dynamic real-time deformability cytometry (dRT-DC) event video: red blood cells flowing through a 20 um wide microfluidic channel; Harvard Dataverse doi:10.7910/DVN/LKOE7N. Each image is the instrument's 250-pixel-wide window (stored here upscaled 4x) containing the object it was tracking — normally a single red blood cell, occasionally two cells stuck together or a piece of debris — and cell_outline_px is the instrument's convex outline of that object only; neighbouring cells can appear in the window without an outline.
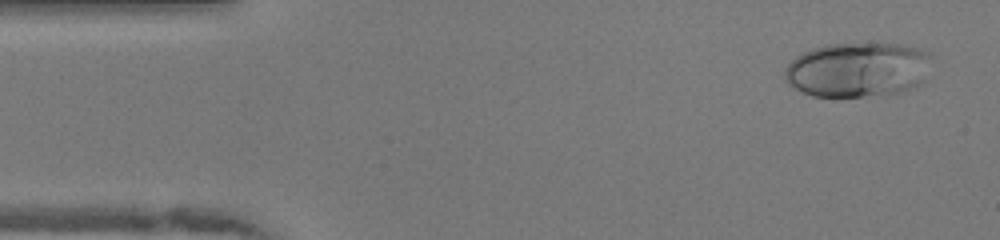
{"species": "human", "species_latin": "Homo sapiens", "temperature_condition": "warm", "stored_images_in_passage": 19, "camera_frame_rate_fps": 3000, "um_per_image_px": 0.085, "donor": {"sex": "female"}, "frame": {"image": 1, "passage_image": 2, "time_ms": 0.333, "image_size_px": [1000, 240], "cell_outline_px": [[932, 56], [924, 80], [920, 84], [904, 92], [860, 96], [812, 96], [788, 84], [784, 80], [784, 68], [796, 56], [812, 48], [828, 44], [908, 44], [924, 48]], "centroid_in_image_um": [72.94, 5.91], "position_along_channel_um": 12.1, "area_um2": 47.16}}
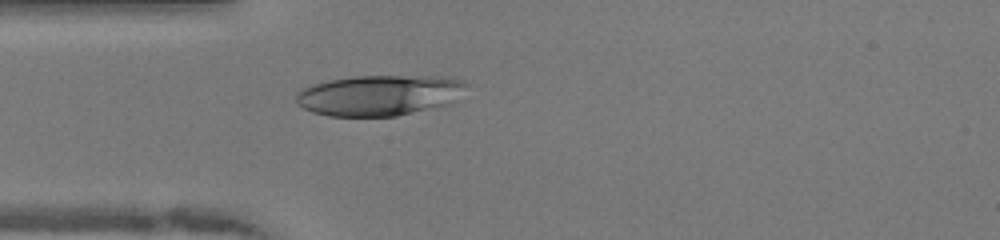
{"frame": {"image": 2, "passage_image": 12, "time_ms": 3.667, "image_size_px": [1000, 240], "cell_outline_px": [[468, 84], [452, 104], [396, 116], [328, 116], [312, 112], [304, 108], [296, 100], [296, 92], [300, 88], [312, 84], [328, 80], [356, 76], [436, 76], [464, 80]], "centroid_in_image_um": [32.24, 8.09], "position_along_channel_um": 52.8, "area_um2": 40.52}}
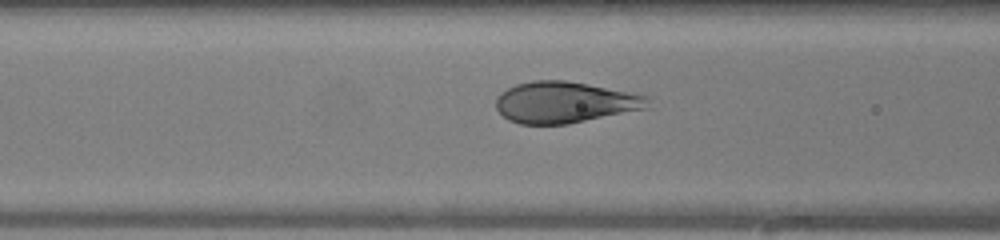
{"frame": {"image": 3, "passage_image": 17, "time_ms": 5.333, "image_size_px": [1000, 240], "cell_outline_px": [[652, 108], [568, 124], [520, 124], [508, 120], [496, 108], [496, 96], [500, 92], [516, 84], [532, 80], [564, 80], [640, 92], [652, 96]], "centroid_in_image_um": [48.15, 8.68], "position_along_channel_um": 118.5, "area_um2": 37.63}}